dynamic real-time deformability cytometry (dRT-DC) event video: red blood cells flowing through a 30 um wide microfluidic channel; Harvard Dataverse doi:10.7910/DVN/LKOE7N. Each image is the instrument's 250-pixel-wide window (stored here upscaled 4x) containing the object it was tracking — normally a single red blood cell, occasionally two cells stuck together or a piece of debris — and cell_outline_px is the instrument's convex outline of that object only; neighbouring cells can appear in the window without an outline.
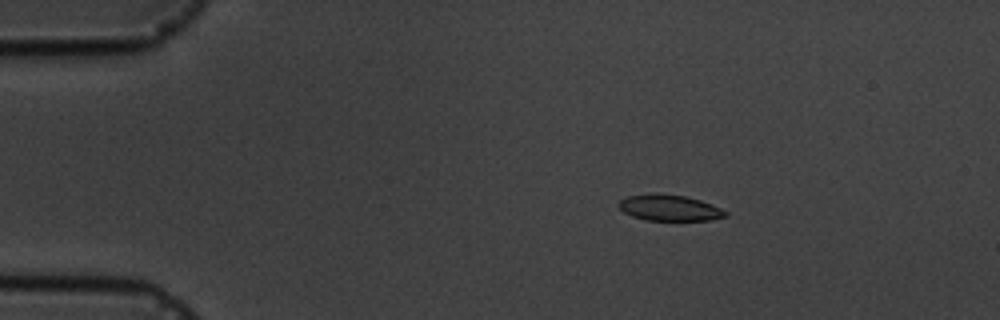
{"species": "common noctule bat (a hibernating species)", "species_latin": "Nyctalus noctula", "temperature_condition": "cold", "stored_images_in_passage": 5, "camera_frame_rate_fps": 3000, "um_per_image_px": 0.085, "animal": {"sex": "male", "body_mass_g": 19.5, "forearm_length_mm": 54.6}, "frame": {"image": 1, "passage_image": 3, "time_ms": 2.333, "image_size_px": [1000, 320], "cell_outline_px": [[728, 216], [708, 220], [648, 220], [632, 216], [624, 212], [616, 204], [620, 200], [628, 196], [656, 192], [684, 196], [700, 200], [720, 208], [728, 212]], "centroid_in_image_um": [56.88, 17.65], "position_along_channel_um": 28.1, "area_um2": 16.18}}